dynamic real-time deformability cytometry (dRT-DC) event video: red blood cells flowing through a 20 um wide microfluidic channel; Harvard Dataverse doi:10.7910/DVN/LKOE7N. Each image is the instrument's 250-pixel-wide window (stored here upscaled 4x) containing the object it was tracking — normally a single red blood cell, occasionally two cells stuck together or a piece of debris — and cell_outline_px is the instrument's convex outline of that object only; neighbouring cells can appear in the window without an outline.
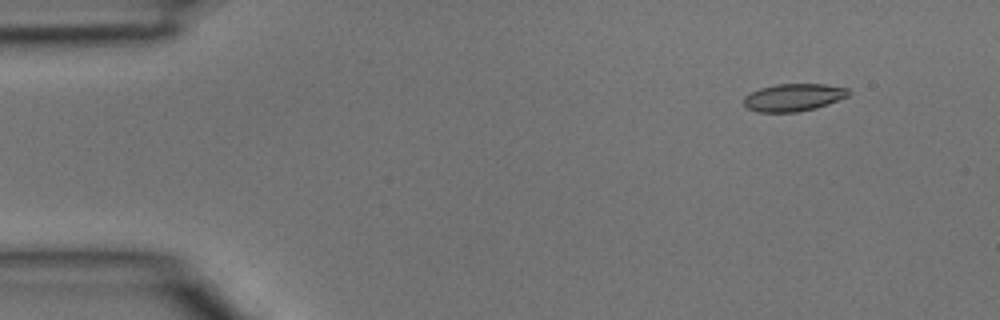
{"species": "common noctule bat (a hibernating species)", "species_latin": "Nyctalus noctula", "temperature_condition": "room temperature", "stored_images_in_passage": 4, "camera_frame_rate_fps": 3000, "um_per_image_px": 0.085, "animal": {"sex": "male", "body_mass_g": 15.6}, "frame": {"image": 1, "passage_image": 2, "time_ms": 0.333, "image_size_px": [1000, 320], "cell_outline_px": [[852, 92], [848, 96], [828, 104], [816, 108], [796, 112], [756, 112], [748, 108], [744, 104], [744, 96], [760, 88], [776, 84], [824, 84], [848, 88]], "centroid_in_image_um": [67.46, 8.28], "position_along_channel_um": 17.5, "area_um2": 16.82}}
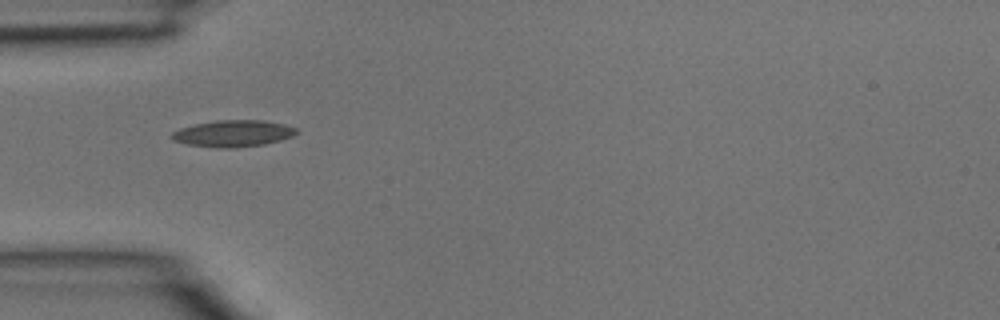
{"frame": {"image": 2, "passage_image": 4, "time_ms": 1.0, "image_size_px": [1000, 320], "cell_outline_px": [[300, 132], [292, 136], [280, 140], [264, 144], [232, 148], [216, 148], [188, 144], [172, 140], [172, 132], [180, 128], [196, 124], [216, 120], [264, 120], [284, 124], [296, 128]], "centroid_in_image_um": [19.84, 11.34], "position_along_channel_um": 65.2, "area_um2": 19.31}}